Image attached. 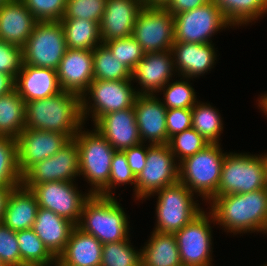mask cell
<instances>
[{"instance_id": "cell-1", "label": "cell", "mask_w": 267, "mask_h": 266, "mask_svg": "<svg viewBox=\"0 0 267 266\" xmlns=\"http://www.w3.org/2000/svg\"><path fill=\"white\" fill-rule=\"evenodd\" d=\"M208 204L217 225L233 233L267 234V190L215 196Z\"/></svg>"}, {"instance_id": "cell-2", "label": "cell", "mask_w": 267, "mask_h": 266, "mask_svg": "<svg viewBox=\"0 0 267 266\" xmlns=\"http://www.w3.org/2000/svg\"><path fill=\"white\" fill-rule=\"evenodd\" d=\"M25 110L26 129L59 132L73 139L84 125L81 97L67 91L25 102Z\"/></svg>"}, {"instance_id": "cell-3", "label": "cell", "mask_w": 267, "mask_h": 266, "mask_svg": "<svg viewBox=\"0 0 267 266\" xmlns=\"http://www.w3.org/2000/svg\"><path fill=\"white\" fill-rule=\"evenodd\" d=\"M115 195L103 197L91 195L84 203L77 225L83 232L93 235L103 245L124 241L129 236V221L124 208Z\"/></svg>"}, {"instance_id": "cell-4", "label": "cell", "mask_w": 267, "mask_h": 266, "mask_svg": "<svg viewBox=\"0 0 267 266\" xmlns=\"http://www.w3.org/2000/svg\"><path fill=\"white\" fill-rule=\"evenodd\" d=\"M74 136L79 150V173L90 183L91 195L108 197V182L115 149L95 128L82 129Z\"/></svg>"}, {"instance_id": "cell-5", "label": "cell", "mask_w": 267, "mask_h": 266, "mask_svg": "<svg viewBox=\"0 0 267 266\" xmlns=\"http://www.w3.org/2000/svg\"><path fill=\"white\" fill-rule=\"evenodd\" d=\"M220 145L221 143L209 144L179 162V182L206 202L217 196L222 163L226 155Z\"/></svg>"}, {"instance_id": "cell-6", "label": "cell", "mask_w": 267, "mask_h": 266, "mask_svg": "<svg viewBox=\"0 0 267 266\" xmlns=\"http://www.w3.org/2000/svg\"><path fill=\"white\" fill-rule=\"evenodd\" d=\"M154 194H158L155 208L156 232L174 234L203 210L194 200V193L181 182L166 186L147 198Z\"/></svg>"}, {"instance_id": "cell-7", "label": "cell", "mask_w": 267, "mask_h": 266, "mask_svg": "<svg viewBox=\"0 0 267 266\" xmlns=\"http://www.w3.org/2000/svg\"><path fill=\"white\" fill-rule=\"evenodd\" d=\"M132 84V80H93L81 96L84 124L90 114L95 123L105 114L134 107L138 94Z\"/></svg>"}, {"instance_id": "cell-8", "label": "cell", "mask_w": 267, "mask_h": 266, "mask_svg": "<svg viewBox=\"0 0 267 266\" xmlns=\"http://www.w3.org/2000/svg\"><path fill=\"white\" fill-rule=\"evenodd\" d=\"M264 188L265 175L262 154L226 152L217 196L242 194Z\"/></svg>"}, {"instance_id": "cell-9", "label": "cell", "mask_w": 267, "mask_h": 266, "mask_svg": "<svg viewBox=\"0 0 267 266\" xmlns=\"http://www.w3.org/2000/svg\"><path fill=\"white\" fill-rule=\"evenodd\" d=\"M67 45L60 21H37L23 47L24 64L57 70Z\"/></svg>"}, {"instance_id": "cell-10", "label": "cell", "mask_w": 267, "mask_h": 266, "mask_svg": "<svg viewBox=\"0 0 267 266\" xmlns=\"http://www.w3.org/2000/svg\"><path fill=\"white\" fill-rule=\"evenodd\" d=\"M132 36L145 54L171 50L175 42L173 14L165 7L144 5L137 15Z\"/></svg>"}, {"instance_id": "cell-11", "label": "cell", "mask_w": 267, "mask_h": 266, "mask_svg": "<svg viewBox=\"0 0 267 266\" xmlns=\"http://www.w3.org/2000/svg\"><path fill=\"white\" fill-rule=\"evenodd\" d=\"M174 16L175 42L212 43V36L231 27L222 11L210 0L203 6Z\"/></svg>"}, {"instance_id": "cell-12", "label": "cell", "mask_w": 267, "mask_h": 266, "mask_svg": "<svg viewBox=\"0 0 267 266\" xmlns=\"http://www.w3.org/2000/svg\"><path fill=\"white\" fill-rule=\"evenodd\" d=\"M202 210L181 230L174 233L183 266H213L212 228L215 224L210 210Z\"/></svg>"}, {"instance_id": "cell-13", "label": "cell", "mask_w": 267, "mask_h": 266, "mask_svg": "<svg viewBox=\"0 0 267 266\" xmlns=\"http://www.w3.org/2000/svg\"><path fill=\"white\" fill-rule=\"evenodd\" d=\"M179 182V163L168 144L151 145L146 165L136 177L135 200H144L158 190Z\"/></svg>"}, {"instance_id": "cell-14", "label": "cell", "mask_w": 267, "mask_h": 266, "mask_svg": "<svg viewBox=\"0 0 267 266\" xmlns=\"http://www.w3.org/2000/svg\"><path fill=\"white\" fill-rule=\"evenodd\" d=\"M76 185L74 182L54 181L23 186L35 194L39 208L51 210L77 226L83 205L91 194L80 193Z\"/></svg>"}, {"instance_id": "cell-15", "label": "cell", "mask_w": 267, "mask_h": 266, "mask_svg": "<svg viewBox=\"0 0 267 266\" xmlns=\"http://www.w3.org/2000/svg\"><path fill=\"white\" fill-rule=\"evenodd\" d=\"M80 177L79 150L74 139H71L53 156L37 162L22 175V185H38L44 182H73Z\"/></svg>"}, {"instance_id": "cell-16", "label": "cell", "mask_w": 267, "mask_h": 266, "mask_svg": "<svg viewBox=\"0 0 267 266\" xmlns=\"http://www.w3.org/2000/svg\"><path fill=\"white\" fill-rule=\"evenodd\" d=\"M71 139L54 131L24 129L17 137V166L23 175L31 166L63 148Z\"/></svg>"}, {"instance_id": "cell-17", "label": "cell", "mask_w": 267, "mask_h": 266, "mask_svg": "<svg viewBox=\"0 0 267 266\" xmlns=\"http://www.w3.org/2000/svg\"><path fill=\"white\" fill-rule=\"evenodd\" d=\"M161 100L156 94L136 97L133 109L142 143L147 140L152 145L169 142L166 129L167 108Z\"/></svg>"}, {"instance_id": "cell-18", "label": "cell", "mask_w": 267, "mask_h": 266, "mask_svg": "<svg viewBox=\"0 0 267 266\" xmlns=\"http://www.w3.org/2000/svg\"><path fill=\"white\" fill-rule=\"evenodd\" d=\"M56 71L61 90L81 97L94 80L93 51L67 48Z\"/></svg>"}, {"instance_id": "cell-19", "label": "cell", "mask_w": 267, "mask_h": 266, "mask_svg": "<svg viewBox=\"0 0 267 266\" xmlns=\"http://www.w3.org/2000/svg\"><path fill=\"white\" fill-rule=\"evenodd\" d=\"M171 50L146 53L132 72V81L138 82V95L159 93L175 74ZM174 73V74H173Z\"/></svg>"}, {"instance_id": "cell-20", "label": "cell", "mask_w": 267, "mask_h": 266, "mask_svg": "<svg viewBox=\"0 0 267 266\" xmlns=\"http://www.w3.org/2000/svg\"><path fill=\"white\" fill-rule=\"evenodd\" d=\"M143 6L140 0H106L99 24L102 44L131 36L137 15Z\"/></svg>"}, {"instance_id": "cell-21", "label": "cell", "mask_w": 267, "mask_h": 266, "mask_svg": "<svg viewBox=\"0 0 267 266\" xmlns=\"http://www.w3.org/2000/svg\"><path fill=\"white\" fill-rule=\"evenodd\" d=\"M214 43L174 42L171 48L178 77L191 80L210 71L216 63Z\"/></svg>"}, {"instance_id": "cell-22", "label": "cell", "mask_w": 267, "mask_h": 266, "mask_svg": "<svg viewBox=\"0 0 267 266\" xmlns=\"http://www.w3.org/2000/svg\"><path fill=\"white\" fill-rule=\"evenodd\" d=\"M93 125L115 150L123 151L142 143L133 107L105 114Z\"/></svg>"}, {"instance_id": "cell-23", "label": "cell", "mask_w": 267, "mask_h": 266, "mask_svg": "<svg viewBox=\"0 0 267 266\" xmlns=\"http://www.w3.org/2000/svg\"><path fill=\"white\" fill-rule=\"evenodd\" d=\"M37 20L21 0L0 4V41L24 47Z\"/></svg>"}, {"instance_id": "cell-24", "label": "cell", "mask_w": 267, "mask_h": 266, "mask_svg": "<svg viewBox=\"0 0 267 266\" xmlns=\"http://www.w3.org/2000/svg\"><path fill=\"white\" fill-rule=\"evenodd\" d=\"M15 84V89L25 102L49 98L62 91L56 70L26 64L18 73Z\"/></svg>"}, {"instance_id": "cell-25", "label": "cell", "mask_w": 267, "mask_h": 266, "mask_svg": "<svg viewBox=\"0 0 267 266\" xmlns=\"http://www.w3.org/2000/svg\"><path fill=\"white\" fill-rule=\"evenodd\" d=\"M75 227L74 223L53 211L38 208L32 229L49 252L57 259L64 251Z\"/></svg>"}, {"instance_id": "cell-26", "label": "cell", "mask_w": 267, "mask_h": 266, "mask_svg": "<svg viewBox=\"0 0 267 266\" xmlns=\"http://www.w3.org/2000/svg\"><path fill=\"white\" fill-rule=\"evenodd\" d=\"M38 208L35 194L21 184L12 188L8 195L2 223L13 231L31 229Z\"/></svg>"}, {"instance_id": "cell-27", "label": "cell", "mask_w": 267, "mask_h": 266, "mask_svg": "<svg viewBox=\"0 0 267 266\" xmlns=\"http://www.w3.org/2000/svg\"><path fill=\"white\" fill-rule=\"evenodd\" d=\"M103 244L77 226L62 254L57 258L65 266H100Z\"/></svg>"}, {"instance_id": "cell-28", "label": "cell", "mask_w": 267, "mask_h": 266, "mask_svg": "<svg viewBox=\"0 0 267 266\" xmlns=\"http://www.w3.org/2000/svg\"><path fill=\"white\" fill-rule=\"evenodd\" d=\"M141 249L142 266H183L176 237L173 233L151 232Z\"/></svg>"}, {"instance_id": "cell-29", "label": "cell", "mask_w": 267, "mask_h": 266, "mask_svg": "<svg viewBox=\"0 0 267 266\" xmlns=\"http://www.w3.org/2000/svg\"><path fill=\"white\" fill-rule=\"evenodd\" d=\"M67 48L77 50H94L102 44L99 23L86 19L60 20Z\"/></svg>"}, {"instance_id": "cell-30", "label": "cell", "mask_w": 267, "mask_h": 266, "mask_svg": "<svg viewBox=\"0 0 267 266\" xmlns=\"http://www.w3.org/2000/svg\"><path fill=\"white\" fill-rule=\"evenodd\" d=\"M25 101L15 89L0 96V136L17 139L25 129Z\"/></svg>"}, {"instance_id": "cell-31", "label": "cell", "mask_w": 267, "mask_h": 266, "mask_svg": "<svg viewBox=\"0 0 267 266\" xmlns=\"http://www.w3.org/2000/svg\"><path fill=\"white\" fill-rule=\"evenodd\" d=\"M231 26L252 23L267 14V0H212ZM250 22V23H249Z\"/></svg>"}, {"instance_id": "cell-32", "label": "cell", "mask_w": 267, "mask_h": 266, "mask_svg": "<svg viewBox=\"0 0 267 266\" xmlns=\"http://www.w3.org/2000/svg\"><path fill=\"white\" fill-rule=\"evenodd\" d=\"M21 255V266H52L56 258L45 247L34 230L16 231Z\"/></svg>"}, {"instance_id": "cell-33", "label": "cell", "mask_w": 267, "mask_h": 266, "mask_svg": "<svg viewBox=\"0 0 267 266\" xmlns=\"http://www.w3.org/2000/svg\"><path fill=\"white\" fill-rule=\"evenodd\" d=\"M223 118L218 109L210 104L198 102L192 107V128L210 144H219L223 133Z\"/></svg>"}, {"instance_id": "cell-34", "label": "cell", "mask_w": 267, "mask_h": 266, "mask_svg": "<svg viewBox=\"0 0 267 266\" xmlns=\"http://www.w3.org/2000/svg\"><path fill=\"white\" fill-rule=\"evenodd\" d=\"M92 51L94 80H132V72L104 44Z\"/></svg>"}, {"instance_id": "cell-35", "label": "cell", "mask_w": 267, "mask_h": 266, "mask_svg": "<svg viewBox=\"0 0 267 266\" xmlns=\"http://www.w3.org/2000/svg\"><path fill=\"white\" fill-rule=\"evenodd\" d=\"M22 175L17 166V142L13 138L0 136V186L21 185Z\"/></svg>"}, {"instance_id": "cell-36", "label": "cell", "mask_w": 267, "mask_h": 266, "mask_svg": "<svg viewBox=\"0 0 267 266\" xmlns=\"http://www.w3.org/2000/svg\"><path fill=\"white\" fill-rule=\"evenodd\" d=\"M130 241L128 238L124 241L104 244L100 266H140L141 249L137 251Z\"/></svg>"}, {"instance_id": "cell-37", "label": "cell", "mask_w": 267, "mask_h": 266, "mask_svg": "<svg viewBox=\"0 0 267 266\" xmlns=\"http://www.w3.org/2000/svg\"><path fill=\"white\" fill-rule=\"evenodd\" d=\"M189 80L190 78L182 77L173 83L169 81L160 89L159 92H163L164 94L162 103L167 109H192L197 103L196 92L189 83Z\"/></svg>"}, {"instance_id": "cell-38", "label": "cell", "mask_w": 267, "mask_h": 266, "mask_svg": "<svg viewBox=\"0 0 267 266\" xmlns=\"http://www.w3.org/2000/svg\"><path fill=\"white\" fill-rule=\"evenodd\" d=\"M209 144L210 143L192 127L172 136L168 142L175 160L178 159V163L187 157L193 156Z\"/></svg>"}, {"instance_id": "cell-39", "label": "cell", "mask_w": 267, "mask_h": 266, "mask_svg": "<svg viewBox=\"0 0 267 266\" xmlns=\"http://www.w3.org/2000/svg\"><path fill=\"white\" fill-rule=\"evenodd\" d=\"M104 45L111 51L114 58L124 64L131 72L136 65L143 59L144 51L141 45L133 36L120 39H113L105 42Z\"/></svg>"}, {"instance_id": "cell-40", "label": "cell", "mask_w": 267, "mask_h": 266, "mask_svg": "<svg viewBox=\"0 0 267 266\" xmlns=\"http://www.w3.org/2000/svg\"><path fill=\"white\" fill-rule=\"evenodd\" d=\"M106 0H67L62 19H86L100 24Z\"/></svg>"}, {"instance_id": "cell-41", "label": "cell", "mask_w": 267, "mask_h": 266, "mask_svg": "<svg viewBox=\"0 0 267 266\" xmlns=\"http://www.w3.org/2000/svg\"><path fill=\"white\" fill-rule=\"evenodd\" d=\"M134 185L136 195V177L132 173L124 151L116 150L111 164L110 177L108 182V197H113V189L118 185Z\"/></svg>"}, {"instance_id": "cell-42", "label": "cell", "mask_w": 267, "mask_h": 266, "mask_svg": "<svg viewBox=\"0 0 267 266\" xmlns=\"http://www.w3.org/2000/svg\"><path fill=\"white\" fill-rule=\"evenodd\" d=\"M37 21H60L67 0H21Z\"/></svg>"}, {"instance_id": "cell-43", "label": "cell", "mask_w": 267, "mask_h": 266, "mask_svg": "<svg viewBox=\"0 0 267 266\" xmlns=\"http://www.w3.org/2000/svg\"><path fill=\"white\" fill-rule=\"evenodd\" d=\"M0 260L5 266H21L16 231L0 223Z\"/></svg>"}, {"instance_id": "cell-44", "label": "cell", "mask_w": 267, "mask_h": 266, "mask_svg": "<svg viewBox=\"0 0 267 266\" xmlns=\"http://www.w3.org/2000/svg\"><path fill=\"white\" fill-rule=\"evenodd\" d=\"M23 64V48L0 41V73L12 75L16 79Z\"/></svg>"}, {"instance_id": "cell-45", "label": "cell", "mask_w": 267, "mask_h": 266, "mask_svg": "<svg viewBox=\"0 0 267 266\" xmlns=\"http://www.w3.org/2000/svg\"><path fill=\"white\" fill-rule=\"evenodd\" d=\"M192 127V109H167L166 129L168 139Z\"/></svg>"}, {"instance_id": "cell-46", "label": "cell", "mask_w": 267, "mask_h": 266, "mask_svg": "<svg viewBox=\"0 0 267 266\" xmlns=\"http://www.w3.org/2000/svg\"><path fill=\"white\" fill-rule=\"evenodd\" d=\"M147 145L148 144L145 145V143H141L137 146L123 150L127 157L128 165L135 177L141 173L146 165L147 150L152 144L145 147Z\"/></svg>"}, {"instance_id": "cell-47", "label": "cell", "mask_w": 267, "mask_h": 266, "mask_svg": "<svg viewBox=\"0 0 267 266\" xmlns=\"http://www.w3.org/2000/svg\"><path fill=\"white\" fill-rule=\"evenodd\" d=\"M210 0H170L165 8L173 15L193 10L205 5Z\"/></svg>"}, {"instance_id": "cell-48", "label": "cell", "mask_w": 267, "mask_h": 266, "mask_svg": "<svg viewBox=\"0 0 267 266\" xmlns=\"http://www.w3.org/2000/svg\"><path fill=\"white\" fill-rule=\"evenodd\" d=\"M15 83L16 79L12 75L0 73V96L15 90Z\"/></svg>"}, {"instance_id": "cell-49", "label": "cell", "mask_w": 267, "mask_h": 266, "mask_svg": "<svg viewBox=\"0 0 267 266\" xmlns=\"http://www.w3.org/2000/svg\"><path fill=\"white\" fill-rule=\"evenodd\" d=\"M12 188H15V187H1L0 186V223L3 220L5 204H6L8 195L11 192Z\"/></svg>"}, {"instance_id": "cell-50", "label": "cell", "mask_w": 267, "mask_h": 266, "mask_svg": "<svg viewBox=\"0 0 267 266\" xmlns=\"http://www.w3.org/2000/svg\"><path fill=\"white\" fill-rule=\"evenodd\" d=\"M262 96H260L258 98V106L261 108V111L263 113H265L266 117H267V93L266 94H261Z\"/></svg>"}, {"instance_id": "cell-51", "label": "cell", "mask_w": 267, "mask_h": 266, "mask_svg": "<svg viewBox=\"0 0 267 266\" xmlns=\"http://www.w3.org/2000/svg\"><path fill=\"white\" fill-rule=\"evenodd\" d=\"M264 175H265V189L267 190V153L263 154Z\"/></svg>"}, {"instance_id": "cell-52", "label": "cell", "mask_w": 267, "mask_h": 266, "mask_svg": "<svg viewBox=\"0 0 267 266\" xmlns=\"http://www.w3.org/2000/svg\"><path fill=\"white\" fill-rule=\"evenodd\" d=\"M170 0H153V6L165 7Z\"/></svg>"}, {"instance_id": "cell-53", "label": "cell", "mask_w": 267, "mask_h": 266, "mask_svg": "<svg viewBox=\"0 0 267 266\" xmlns=\"http://www.w3.org/2000/svg\"><path fill=\"white\" fill-rule=\"evenodd\" d=\"M144 5L153 6V0H140Z\"/></svg>"}, {"instance_id": "cell-54", "label": "cell", "mask_w": 267, "mask_h": 266, "mask_svg": "<svg viewBox=\"0 0 267 266\" xmlns=\"http://www.w3.org/2000/svg\"><path fill=\"white\" fill-rule=\"evenodd\" d=\"M53 266H65V265H63V264L57 259L56 262L53 264Z\"/></svg>"}, {"instance_id": "cell-55", "label": "cell", "mask_w": 267, "mask_h": 266, "mask_svg": "<svg viewBox=\"0 0 267 266\" xmlns=\"http://www.w3.org/2000/svg\"><path fill=\"white\" fill-rule=\"evenodd\" d=\"M9 1H12V0H0V4L6 3V2H9Z\"/></svg>"}, {"instance_id": "cell-56", "label": "cell", "mask_w": 267, "mask_h": 266, "mask_svg": "<svg viewBox=\"0 0 267 266\" xmlns=\"http://www.w3.org/2000/svg\"><path fill=\"white\" fill-rule=\"evenodd\" d=\"M0 266H5V265L1 262V260H0Z\"/></svg>"}]
</instances>
